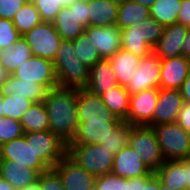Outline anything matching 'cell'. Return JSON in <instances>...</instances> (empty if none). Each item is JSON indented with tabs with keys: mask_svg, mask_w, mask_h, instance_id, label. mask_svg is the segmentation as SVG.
Instances as JSON below:
<instances>
[{
	"mask_svg": "<svg viewBox=\"0 0 190 190\" xmlns=\"http://www.w3.org/2000/svg\"><path fill=\"white\" fill-rule=\"evenodd\" d=\"M78 120L87 121H107L121 122L116 114L110 111L103 103L99 95L89 92L85 88H78Z\"/></svg>",
	"mask_w": 190,
	"mask_h": 190,
	"instance_id": "11",
	"label": "cell"
},
{
	"mask_svg": "<svg viewBox=\"0 0 190 190\" xmlns=\"http://www.w3.org/2000/svg\"><path fill=\"white\" fill-rule=\"evenodd\" d=\"M28 0H0V18L12 20Z\"/></svg>",
	"mask_w": 190,
	"mask_h": 190,
	"instance_id": "43",
	"label": "cell"
},
{
	"mask_svg": "<svg viewBox=\"0 0 190 190\" xmlns=\"http://www.w3.org/2000/svg\"><path fill=\"white\" fill-rule=\"evenodd\" d=\"M76 14L84 27L90 26L89 0H76Z\"/></svg>",
	"mask_w": 190,
	"mask_h": 190,
	"instance_id": "44",
	"label": "cell"
},
{
	"mask_svg": "<svg viewBox=\"0 0 190 190\" xmlns=\"http://www.w3.org/2000/svg\"><path fill=\"white\" fill-rule=\"evenodd\" d=\"M128 145L140 155L142 162L153 172L165 161L153 127L134 125Z\"/></svg>",
	"mask_w": 190,
	"mask_h": 190,
	"instance_id": "5",
	"label": "cell"
},
{
	"mask_svg": "<svg viewBox=\"0 0 190 190\" xmlns=\"http://www.w3.org/2000/svg\"><path fill=\"white\" fill-rule=\"evenodd\" d=\"M53 169L59 174L66 190H94L96 177L77 165L67 155Z\"/></svg>",
	"mask_w": 190,
	"mask_h": 190,
	"instance_id": "12",
	"label": "cell"
},
{
	"mask_svg": "<svg viewBox=\"0 0 190 190\" xmlns=\"http://www.w3.org/2000/svg\"><path fill=\"white\" fill-rule=\"evenodd\" d=\"M176 122L190 133V103H184Z\"/></svg>",
	"mask_w": 190,
	"mask_h": 190,
	"instance_id": "46",
	"label": "cell"
},
{
	"mask_svg": "<svg viewBox=\"0 0 190 190\" xmlns=\"http://www.w3.org/2000/svg\"><path fill=\"white\" fill-rule=\"evenodd\" d=\"M150 17V9L133 1L126 0L119 5L116 27L121 30L130 26H139L142 19Z\"/></svg>",
	"mask_w": 190,
	"mask_h": 190,
	"instance_id": "28",
	"label": "cell"
},
{
	"mask_svg": "<svg viewBox=\"0 0 190 190\" xmlns=\"http://www.w3.org/2000/svg\"><path fill=\"white\" fill-rule=\"evenodd\" d=\"M162 184L173 190H187L184 160H165L155 171Z\"/></svg>",
	"mask_w": 190,
	"mask_h": 190,
	"instance_id": "26",
	"label": "cell"
},
{
	"mask_svg": "<svg viewBox=\"0 0 190 190\" xmlns=\"http://www.w3.org/2000/svg\"><path fill=\"white\" fill-rule=\"evenodd\" d=\"M120 122H79L77 132L67 145L100 144Z\"/></svg>",
	"mask_w": 190,
	"mask_h": 190,
	"instance_id": "20",
	"label": "cell"
},
{
	"mask_svg": "<svg viewBox=\"0 0 190 190\" xmlns=\"http://www.w3.org/2000/svg\"><path fill=\"white\" fill-rule=\"evenodd\" d=\"M37 8L41 20L53 22L62 7L70 6L76 0H30Z\"/></svg>",
	"mask_w": 190,
	"mask_h": 190,
	"instance_id": "37",
	"label": "cell"
},
{
	"mask_svg": "<svg viewBox=\"0 0 190 190\" xmlns=\"http://www.w3.org/2000/svg\"><path fill=\"white\" fill-rule=\"evenodd\" d=\"M176 23L190 27V0H182Z\"/></svg>",
	"mask_w": 190,
	"mask_h": 190,
	"instance_id": "45",
	"label": "cell"
},
{
	"mask_svg": "<svg viewBox=\"0 0 190 190\" xmlns=\"http://www.w3.org/2000/svg\"><path fill=\"white\" fill-rule=\"evenodd\" d=\"M53 63L59 87H86L89 79V67L75 55L73 41L64 39L60 41Z\"/></svg>",
	"mask_w": 190,
	"mask_h": 190,
	"instance_id": "2",
	"label": "cell"
},
{
	"mask_svg": "<svg viewBox=\"0 0 190 190\" xmlns=\"http://www.w3.org/2000/svg\"><path fill=\"white\" fill-rule=\"evenodd\" d=\"M182 0H156L150 8V16L164 27L177 22Z\"/></svg>",
	"mask_w": 190,
	"mask_h": 190,
	"instance_id": "32",
	"label": "cell"
},
{
	"mask_svg": "<svg viewBox=\"0 0 190 190\" xmlns=\"http://www.w3.org/2000/svg\"><path fill=\"white\" fill-rule=\"evenodd\" d=\"M190 73V60L184 56L161 60L160 88L179 90Z\"/></svg>",
	"mask_w": 190,
	"mask_h": 190,
	"instance_id": "19",
	"label": "cell"
},
{
	"mask_svg": "<svg viewBox=\"0 0 190 190\" xmlns=\"http://www.w3.org/2000/svg\"><path fill=\"white\" fill-rule=\"evenodd\" d=\"M21 36L12 20L0 18V48L2 51L11 47Z\"/></svg>",
	"mask_w": 190,
	"mask_h": 190,
	"instance_id": "40",
	"label": "cell"
},
{
	"mask_svg": "<svg viewBox=\"0 0 190 190\" xmlns=\"http://www.w3.org/2000/svg\"><path fill=\"white\" fill-rule=\"evenodd\" d=\"M160 70L161 59L153 52L141 57L135 74L125 88L131 95L152 88H160Z\"/></svg>",
	"mask_w": 190,
	"mask_h": 190,
	"instance_id": "9",
	"label": "cell"
},
{
	"mask_svg": "<svg viewBox=\"0 0 190 190\" xmlns=\"http://www.w3.org/2000/svg\"><path fill=\"white\" fill-rule=\"evenodd\" d=\"M183 44L182 56L190 60V27L188 28L187 36Z\"/></svg>",
	"mask_w": 190,
	"mask_h": 190,
	"instance_id": "50",
	"label": "cell"
},
{
	"mask_svg": "<svg viewBox=\"0 0 190 190\" xmlns=\"http://www.w3.org/2000/svg\"><path fill=\"white\" fill-rule=\"evenodd\" d=\"M40 173L13 160H0V177L17 190L38 181Z\"/></svg>",
	"mask_w": 190,
	"mask_h": 190,
	"instance_id": "22",
	"label": "cell"
},
{
	"mask_svg": "<svg viewBox=\"0 0 190 190\" xmlns=\"http://www.w3.org/2000/svg\"><path fill=\"white\" fill-rule=\"evenodd\" d=\"M100 97L104 105L114 114H116L118 118L122 120L127 118L131 94L125 87L118 85L108 90Z\"/></svg>",
	"mask_w": 190,
	"mask_h": 190,
	"instance_id": "30",
	"label": "cell"
},
{
	"mask_svg": "<svg viewBox=\"0 0 190 190\" xmlns=\"http://www.w3.org/2000/svg\"><path fill=\"white\" fill-rule=\"evenodd\" d=\"M143 38L154 48L162 37L164 26L159 24L153 17L141 20Z\"/></svg>",
	"mask_w": 190,
	"mask_h": 190,
	"instance_id": "39",
	"label": "cell"
},
{
	"mask_svg": "<svg viewBox=\"0 0 190 190\" xmlns=\"http://www.w3.org/2000/svg\"><path fill=\"white\" fill-rule=\"evenodd\" d=\"M34 104L32 100L25 97L3 94L2 107L5 117L21 120L24 113Z\"/></svg>",
	"mask_w": 190,
	"mask_h": 190,
	"instance_id": "36",
	"label": "cell"
},
{
	"mask_svg": "<svg viewBox=\"0 0 190 190\" xmlns=\"http://www.w3.org/2000/svg\"><path fill=\"white\" fill-rule=\"evenodd\" d=\"M0 190H17L12 185H10L6 180L0 177Z\"/></svg>",
	"mask_w": 190,
	"mask_h": 190,
	"instance_id": "52",
	"label": "cell"
},
{
	"mask_svg": "<svg viewBox=\"0 0 190 190\" xmlns=\"http://www.w3.org/2000/svg\"><path fill=\"white\" fill-rule=\"evenodd\" d=\"M40 190H66L59 174L53 169L42 172L38 178Z\"/></svg>",
	"mask_w": 190,
	"mask_h": 190,
	"instance_id": "42",
	"label": "cell"
},
{
	"mask_svg": "<svg viewBox=\"0 0 190 190\" xmlns=\"http://www.w3.org/2000/svg\"><path fill=\"white\" fill-rule=\"evenodd\" d=\"M19 190H40V186L37 181V182H34L32 184L25 186L24 188L19 189Z\"/></svg>",
	"mask_w": 190,
	"mask_h": 190,
	"instance_id": "54",
	"label": "cell"
},
{
	"mask_svg": "<svg viewBox=\"0 0 190 190\" xmlns=\"http://www.w3.org/2000/svg\"><path fill=\"white\" fill-rule=\"evenodd\" d=\"M109 1L110 3H113L117 6L121 5L122 3H124L126 0H107Z\"/></svg>",
	"mask_w": 190,
	"mask_h": 190,
	"instance_id": "56",
	"label": "cell"
},
{
	"mask_svg": "<svg viewBox=\"0 0 190 190\" xmlns=\"http://www.w3.org/2000/svg\"><path fill=\"white\" fill-rule=\"evenodd\" d=\"M133 126L131 123L122 120L99 145L104 146L105 149L115 156L121 149L128 146Z\"/></svg>",
	"mask_w": 190,
	"mask_h": 190,
	"instance_id": "33",
	"label": "cell"
},
{
	"mask_svg": "<svg viewBox=\"0 0 190 190\" xmlns=\"http://www.w3.org/2000/svg\"><path fill=\"white\" fill-rule=\"evenodd\" d=\"M160 179L154 173L147 181L146 184H142V190H159Z\"/></svg>",
	"mask_w": 190,
	"mask_h": 190,
	"instance_id": "49",
	"label": "cell"
},
{
	"mask_svg": "<svg viewBox=\"0 0 190 190\" xmlns=\"http://www.w3.org/2000/svg\"><path fill=\"white\" fill-rule=\"evenodd\" d=\"M151 170L142 162L140 155L129 145L121 149L113 159L111 173L126 179L148 175Z\"/></svg>",
	"mask_w": 190,
	"mask_h": 190,
	"instance_id": "17",
	"label": "cell"
},
{
	"mask_svg": "<svg viewBox=\"0 0 190 190\" xmlns=\"http://www.w3.org/2000/svg\"><path fill=\"white\" fill-rule=\"evenodd\" d=\"M94 190H126V178L112 173L96 177Z\"/></svg>",
	"mask_w": 190,
	"mask_h": 190,
	"instance_id": "41",
	"label": "cell"
},
{
	"mask_svg": "<svg viewBox=\"0 0 190 190\" xmlns=\"http://www.w3.org/2000/svg\"><path fill=\"white\" fill-rule=\"evenodd\" d=\"M24 136L27 141H31L36 156L49 168H53L67 155V143L50 130L29 132Z\"/></svg>",
	"mask_w": 190,
	"mask_h": 190,
	"instance_id": "7",
	"label": "cell"
},
{
	"mask_svg": "<svg viewBox=\"0 0 190 190\" xmlns=\"http://www.w3.org/2000/svg\"><path fill=\"white\" fill-rule=\"evenodd\" d=\"M0 160H13L21 165L37 170L40 174L50 168L36 156L31 146V141H27L25 136L13 139L0 146Z\"/></svg>",
	"mask_w": 190,
	"mask_h": 190,
	"instance_id": "10",
	"label": "cell"
},
{
	"mask_svg": "<svg viewBox=\"0 0 190 190\" xmlns=\"http://www.w3.org/2000/svg\"><path fill=\"white\" fill-rule=\"evenodd\" d=\"M24 130L21 122L10 117H0V146L10 142L13 139L24 136Z\"/></svg>",
	"mask_w": 190,
	"mask_h": 190,
	"instance_id": "38",
	"label": "cell"
},
{
	"mask_svg": "<svg viewBox=\"0 0 190 190\" xmlns=\"http://www.w3.org/2000/svg\"><path fill=\"white\" fill-rule=\"evenodd\" d=\"M52 23L60 37L69 41L81 36L85 29L76 14V1L70 6L62 7Z\"/></svg>",
	"mask_w": 190,
	"mask_h": 190,
	"instance_id": "23",
	"label": "cell"
},
{
	"mask_svg": "<svg viewBox=\"0 0 190 190\" xmlns=\"http://www.w3.org/2000/svg\"><path fill=\"white\" fill-rule=\"evenodd\" d=\"M184 105V100L177 89H159L157 104L152 121L147 125L155 127L164 123H174Z\"/></svg>",
	"mask_w": 190,
	"mask_h": 190,
	"instance_id": "14",
	"label": "cell"
},
{
	"mask_svg": "<svg viewBox=\"0 0 190 190\" xmlns=\"http://www.w3.org/2000/svg\"><path fill=\"white\" fill-rule=\"evenodd\" d=\"M119 6L107 0H89L90 26H116Z\"/></svg>",
	"mask_w": 190,
	"mask_h": 190,
	"instance_id": "27",
	"label": "cell"
},
{
	"mask_svg": "<svg viewBox=\"0 0 190 190\" xmlns=\"http://www.w3.org/2000/svg\"><path fill=\"white\" fill-rule=\"evenodd\" d=\"M121 47L139 57H144L153 52V48L143 38L142 23L121 30Z\"/></svg>",
	"mask_w": 190,
	"mask_h": 190,
	"instance_id": "29",
	"label": "cell"
},
{
	"mask_svg": "<svg viewBox=\"0 0 190 190\" xmlns=\"http://www.w3.org/2000/svg\"><path fill=\"white\" fill-rule=\"evenodd\" d=\"M116 75L118 85L126 87L139 66L141 57L131 52L120 49L107 59Z\"/></svg>",
	"mask_w": 190,
	"mask_h": 190,
	"instance_id": "25",
	"label": "cell"
},
{
	"mask_svg": "<svg viewBox=\"0 0 190 190\" xmlns=\"http://www.w3.org/2000/svg\"><path fill=\"white\" fill-rule=\"evenodd\" d=\"M22 36L30 46L33 56L54 61L62 38L52 22L42 21Z\"/></svg>",
	"mask_w": 190,
	"mask_h": 190,
	"instance_id": "6",
	"label": "cell"
},
{
	"mask_svg": "<svg viewBox=\"0 0 190 190\" xmlns=\"http://www.w3.org/2000/svg\"><path fill=\"white\" fill-rule=\"evenodd\" d=\"M24 133L49 130V116L43 102L34 103L22 116Z\"/></svg>",
	"mask_w": 190,
	"mask_h": 190,
	"instance_id": "31",
	"label": "cell"
},
{
	"mask_svg": "<svg viewBox=\"0 0 190 190\" xmlns=\"http://www.w3.org/2000/svg\"><path fill=\"white\" fill-rule=\"evenodd\" d=\"M141 5H143L144 7H147V8H151V6L154 4V2L156 0H133Z\"/></svg>",
	"mask_w": 190,
	"mask_h": 190,
	"instance_id": "53",
	"label": "cell"
},
{
	"mask_svg": "<svg viewBox=\"0 0 190 190\" xmlns=\"http://www.w3.org/2000/svg\"><path fill=\"white\" fill-rule=\"evenodd\" d=\"M33 56L26 40L21 36L11 47L0 53V72L12 74L21 64Z\"/></svg>",
	"mask_w": 190,
	"mask_h": 190,
	"instance_id": "24",
	"label": "cell"
},
{
	"mask_svg": "<svg viewBox=\"0 0 190 190\" xmlns=\"http://www.w3.org/2000/svg\"><path fill=\"white\" fill-rule=\"evenodd\" d=\"M116 86L118 81L107 59H102L89 68V79L85 87L89 92L101 96Z\"/></svg>",
	"mask_w": 190,
	"mask_h": 190,
	"instance_id": "21",
	"label": "cell"
},
{
	"mask_svg": "<svg viewBox=\"0 0 190 190\" xmlns=\"http://www.w3.org/2000/svg\"><path fill=\"white\" fill-rule=\"evenodd\" d=\"M179 91L182 99L184 100V103H190V73L181 85Z\"/></svg>",
	"mask_w": 190,
	"mask_h": 190,
	"instance_id": "48",
	"label": "cell"
},
{
	"mask_svg": "<svg viewBox=\"0 0 190 190\" xmlns=\"http://www.w3.org/2000/svg\"><path fill=\"white\" fill-rule=\"evenodd\" d=\"M67 156L95 177L110 174L114 156L99 144L67 145Z\"/></svg>",
	"mask_w": 190,
	"mask_h": 190,
	"instance_id": "3",
	"label": "cell"
},
{
	"mask_svg": "<svg viewBox=\"0 0 190 190\" xmlns=\"http://www.w3.org/2000/svg\"><path fill=\"white\" fill-rule=\"evenodd\" d=\"M17 31L24 35L30 31L34 26L42 22L37 8L31 1H27L20 10H18L12 19Z\"/></svg>",
	"mask_w": 190,
	"mask_h": 190,
	"instance_id": "34",
	"label": "cell"
},
{
	"mask_svg": "<svg viewBox=\"0 0 190 190\" xmlns=\"http://www.w3.org/2000/svg\"><path fill=\"white\" fill-rule=\"evenodd\" d=\"M185 171L187 190H190V159H185Z\"/></svg>",
	"mask_w": 190,
	"mask_h": 190,
	"instance_id": "51",
	"label": "cell"
},
{
	"mask_svg": "<svg viewBox=\"0 0 190 190\" xmlns=\"http://www.w3.org/2000/svg\"><path fill=\"white\" fill-rule=\"evenodd\" d=\"M160 88L144 90L130 97V106L126 122L132 125H148L153 119Z\"/></svg>",
	"mask_w": 190,
	"mask_h": 190,
	"instance_id": "13",
	"label": "cell"
},
{
	"mask_svg": "<svg viewBox=\"0 0 190 190\" xmlns=\"http://www.w3.org/2000/svg\"><path fill=\"white\" fill-rule=\"evenodd\" d=\"M48 89L36 82L23 81L12 74L2 75L0 77V92L5 95H14L25 97L34 103L43 102Z\"/></svg>",
	"mask_w": 190,
	"mask_h": 190,
	"instance_id": "18",
	"label": "cell"
},
{
	"mask_svg": "<svg viewBox=\"0 0 190 190\" xmlns=\"http://www.w3.org/2000/svg\"><path fill=\"white\" fill-rule=\"evenodd\" d=\"M2 101H3V93L0 92V117L4 116Z\"/></svg>",
	"mask_w": 190,
	"mask_h": 190,
	"instance_id": "55",
	"label": "cell"
},
{
	"mask_svg": "<svg viewBox=\"0 0 190 190\" xmlns=\"http://www.w3.org/2000/svg\"><path fill=\"white\" fill-rule=\"evenodd\" d=\"M84 33L89 37L90 43L95 45L101 59H109L121 47V29L116 26L85 27Z\"/></svg>",
	"mask_w": 190,
	"mask_h": 190,
	"instance_id": "15",
	"label": "cell"
},
{
	"mask_svg": "<svg viewBox=\"0 0 190 190\" xmlns=\"http://www.w3.org/2000/svg\"><path fill=\"white\" fill-rule=\"evenodd\" d=\"M12 75L23 81L43 84L48 90L58 87L53 61L38 56L29 58Z\"/></svg>",
	"mask_w": 190,
	"mask_h": 190,
	"instance_id": "8",
	"label": "cell"
},
{
	"mask_svg": "<svg viewBox=\"0 0 190 190\" xmlns=\"http://www.w3.org/2000/svg\"><path fill=\"white\" fill-rule=\"evenodd\" d=\"M78 88L56 87L49 89L43 100L49 116V130L69 143L77 132Z\"/></svg>",
	"mask_w": 190,
	"mask_h": 190,
	"instance_id": "1",
	"label": "cell"
},
{
	"mask_svg": "<svg viewBox=\"0 0 190 190\" xmlns=\"http://www.w3.org/2000/svg\"><path fill=\"white\" fill-rule=\"evenodd\" d=\"M188 28L178 23L165 26L162 37L153 48V53L161 60L182 56Z\"/></svg>",
	"mask_w": 190,
	"mask_h": 190,
	"instance_id": "16",
	"label": "cell"
},
{
	"mask_svg": "<svg viewBox=\"0 0 190 190\" xmlns=\"http://www.w3.org/2000/svg\"><path fill=\"white\" fill-rule=\"evenodd\" d=\"M154 173L155 172L151 171L148 175H145V176L126 179V190H142V184H146V181Z\"/></svg>",
	"mask_w": 190,
	"mask_h": 190,
	"instance_id": "47",
	"label": "cell"
},
{
	"mask_svg": "<svg viewBox=\"0 0 190 190\" xmlns=\"http://www.w3.org/2000/svg\"><path fill=\"white\" fill-rule=\"evenodd\" d=\"M75 55L87 67H92L95 63L102 60L95 45L90 43L89 37L83 33L73 40Z\"/></svg>",
	"mask_w": 190,
	"mask_h": 190,
	"instance_id": "35",
	"label": "cell"
},
{
	"mask_svg": "<svg viewBox=\"0 0 190 190\" xmlns=\"http://www.w3.org/2000/svg\"><path fill=\"white\" fill-rule=\"evenodd\" d=\"M165 160L190 159V133L177 122L153 127Z\"/></svg>",
	"mask_w": 190,
	"mask_h": 190,
	"instance_id": "4",
	"label": "cell"
},
{
	"mask_svg": "<svg viewBox=\"0 0 190 190\" xmlns=\"http://www.w3.org/2000/svg\"><path fill=\"white\" fill-rule=\"evenodd\" d=\"M159 190H173L171 187H167L164 184L161 183L160 181V185H159Z\"/></svg>",
	"mask_w": 190,
	"mask_h": 190,
	"instance_id": "57",
	"label": "cell"
}]
</instances>
